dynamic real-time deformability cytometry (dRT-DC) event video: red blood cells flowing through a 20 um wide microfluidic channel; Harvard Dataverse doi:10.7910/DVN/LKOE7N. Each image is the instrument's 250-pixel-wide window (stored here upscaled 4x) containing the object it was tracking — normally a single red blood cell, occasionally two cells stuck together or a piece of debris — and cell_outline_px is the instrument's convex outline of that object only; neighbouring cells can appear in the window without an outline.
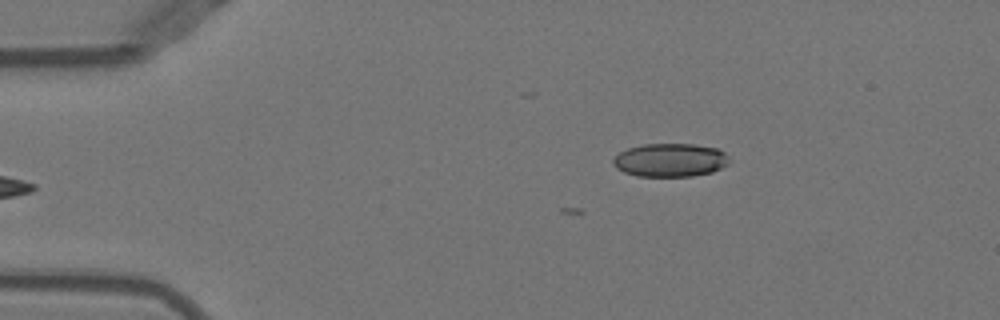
{"species": "Egyptian fruit bat (a non-hibernating species)", "species_latin": "Rousettus aegyptiacus", "temperature_condition": "warm", "stored_images_in_passage": 4, "camera_frame_rate_fps": 3000, "um_per_image_px": 0.085, "animal": {"sex": "female"}, "frame": {"image": 1, "passage_image": 4, "time_ms": 1.0, "image_size_px": [1000, 320], "cell_outline_px": [[728, 164], [712, 172], [692, 176], [636, 176], [624, 172], [616, 168], [612, 160], [620, 152], [628, 148], [644, 144], [692, 144], [716, 148], [724, 152], [728, 156]], "centroid_in_image_um": [56.96, 13.61], "position_along_channel_um": 28.0, "area_um2": 22.48}}